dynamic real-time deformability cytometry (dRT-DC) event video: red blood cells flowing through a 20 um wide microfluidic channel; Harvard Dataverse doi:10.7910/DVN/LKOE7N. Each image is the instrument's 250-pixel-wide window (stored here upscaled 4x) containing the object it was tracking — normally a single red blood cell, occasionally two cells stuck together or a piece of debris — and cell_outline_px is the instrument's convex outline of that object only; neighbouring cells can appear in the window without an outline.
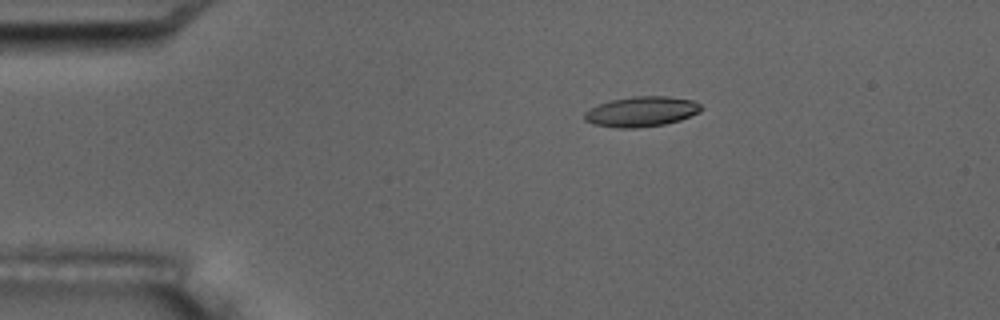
{"species": "common noctule bat (a hibernating species)", "species_latin": "Nyctalus noctula", "temperature_condition": "room temperature", "stored_images_in_passage": 6, "camera_frame_rate_fps": 3000, "um_per_image_px": 0.085, "animal": {"sex": "male", "body_mass_g": 17.5, "forearm_length_mm": 52.3}, "frame": {"image": 1, "passage_image": 3, "time_ms": 2.333, "image_size_px": [1000, 320], "cell_outline_px": [[704, 108], [700, 112], [680, 120], [664, 124], [636, 128], [616, 128], [592, 124], [584, 120], [584, 112], [600, 104], [612, 100], [632, 96], [668, 96], [692, 100], [700, 104]], "centroid_in_image_um": [54.54, 9.49], "position_along_channel_um": 30.5, "area_um2": 20.52}}